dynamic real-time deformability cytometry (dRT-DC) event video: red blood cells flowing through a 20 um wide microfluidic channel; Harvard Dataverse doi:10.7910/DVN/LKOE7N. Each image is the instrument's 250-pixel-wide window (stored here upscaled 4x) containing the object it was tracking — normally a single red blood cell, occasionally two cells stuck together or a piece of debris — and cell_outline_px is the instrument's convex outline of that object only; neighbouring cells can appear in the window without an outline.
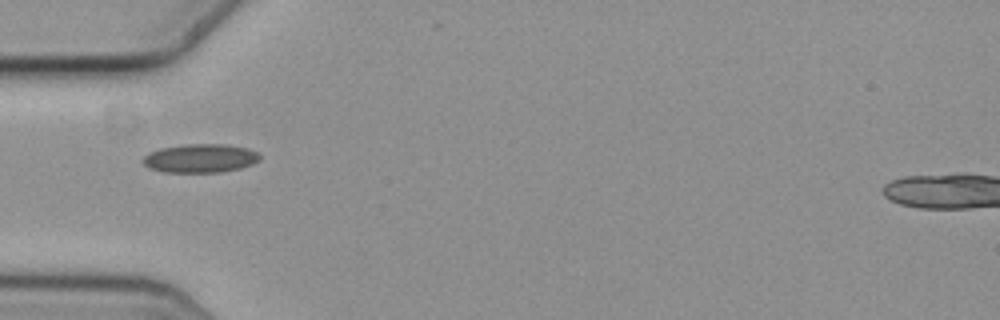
{"species": "common noctule bat (a hibernating species)", "species_latin": "Nyctalus noctula", "temperature_condition": "cold", "stored_images_in_passage": 36, "camera_frame_rate_fps": 3000, "um_per_image_px": 0.085, "animal": {"sex": "female", "body_mass_g": 19.3, "forearm_length_mm": 54.1}, "frame": {"image": 1, "passage_image": 1, "time_ms": 0.0, "image_size_px": [1000, 320], "cell_outline_px": [[260, 160], [252, 164], [240, 168], [220, 172], [164, 172], [148, 168], [140, 160], [148, 152], [160, 148], [184, 144], [224, 144], [248, 148], [256, 152], [260, 156]], "centroid_in_image_um": [16.98, 13.45], "position_along_channel_um": 68.0, "area_um2": 19.65}}
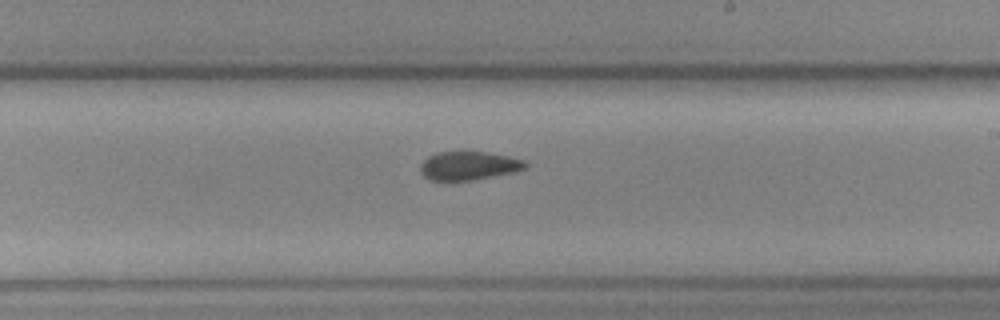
{"frame": {"image": 2, "passage_image": 16, "time_ms": 5.0, "image_size_px": [1000, 320], "cell_outline_px": [[528, 164], [524, 168], [516, 172], [472, 180], [428, 180], [420, 172], [420, 164], [428, 156], [436, 152], [484, 152], [524, 160]], "centroid_in_image_um": [39.8, 14.09], "position_along_channel_um": 249.2, "area_um2": 17.34}}
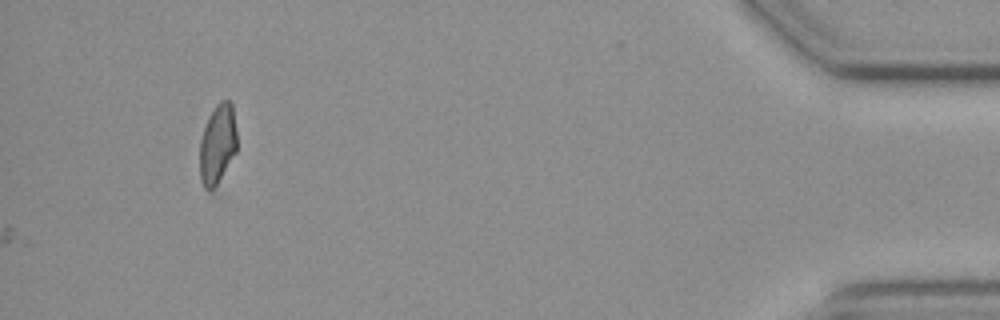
{"frame": {"image": 3, "passage_image": 36, "time_ms": 11.667, "image_size_px": [1000, 320], "cell_outline_px": [[236, 152], [216, 196], [212, 196], [204, 188], [200, 180], [200, 140], [208, 116], [216, 104], [220, 100], [232, 100], [236, 128]], "centroid_in_image_um": [18.5, 12.42], "position_along_channel_um": 416.7, "area_um2": 18.55}, "authors_computed_cell_mechanics": {"area_um2": 18.0336, "velocity_mm_per_s": 3.6278, "shape_relaxation_time_tau1_ms": null, "shape_relaxation_time_tau2_ms": 2.5982, "deformation_change_tau1": null, "deformation_change_tau2": 0.07}}